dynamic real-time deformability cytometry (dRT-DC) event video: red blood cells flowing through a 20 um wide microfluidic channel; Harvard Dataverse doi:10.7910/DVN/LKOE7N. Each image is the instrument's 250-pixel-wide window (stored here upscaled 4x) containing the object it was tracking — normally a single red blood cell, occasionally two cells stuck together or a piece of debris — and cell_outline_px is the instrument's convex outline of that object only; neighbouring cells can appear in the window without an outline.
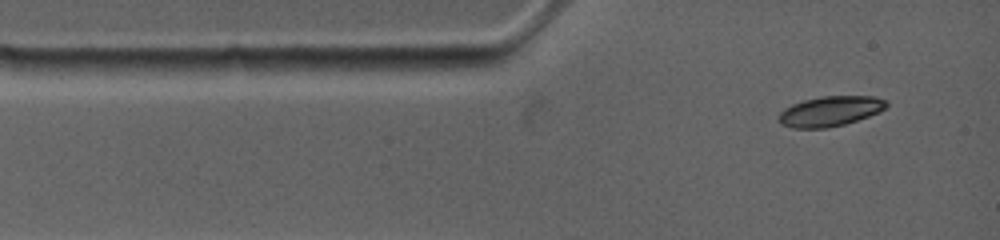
{"species": "common noctule bat (a hibernating species)", "species_latin": "Nyctalus noctula", "temperature_condition": "warm", "stored_images_in_passage": 28, "camera_frame_rate_fps": 4500, "um_per_image_px": 0.085, "animal": {"sex": "female", "body_mass_g": 19.0, "forearm_length_mm": 53.3}, "frame": {"image": 1, "passage_image": 1, "time_ms": 0.0, "image_size_px": [1000, 240], "cell_outline_px": [[888, 104], [880, 112], [844, 124], [828, 128], [792, 128], [780, 124], [780, 112], [784, 108], [792, 104], [804, 100], [824, 96], [876, 96], [888, 100]], "centroid_in_image_um": [70.58, 9.45], "position_along_channel_um": 14.4, "area_um2": 18.84}}
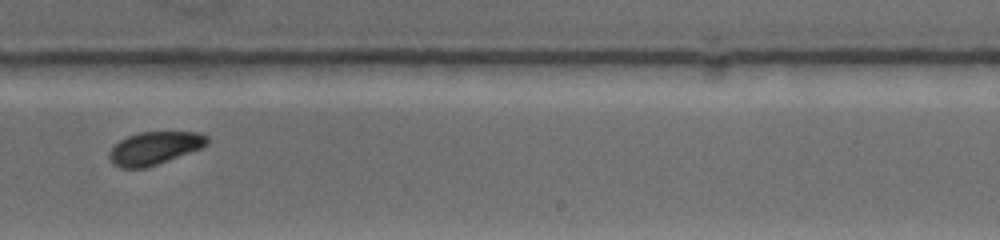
{"frame": {"image": 2, "passage_image": 11, "time_ms": 7.556, "image_size_px": [1000, 240], "cell_outline_px": [[208, 144], [200, 148], [156, 164], [144, 168], [120, 168], [112, 164], [108, 156], [112, 148], [120, 140], [128, 136], [140, 132], [200, 132], [208, 136]], "centroid_in_image_um": [13.12, 12.58], "position_along_channel_um": 275.9, "area_um2": 18.5}}
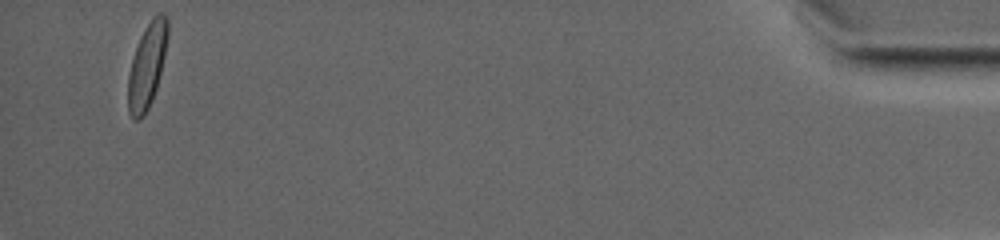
{"frame": {"image": 3, "passage_image": 28, "time_ms": 14.889, "image_size_px": [1000, 240], "cell_outline_px": [[168, 36], [164, 56], [156, 88], [152, 100], [144, 116], [140, 120], [132, 120], [128, 112], [128, 76], [132, 60], [140, 36], [144, 28], [152, 16], [156, 12], [164, 12], [168, 16]], "centroid_in_image_um": [12.5, 5.55], "position_along_channel_um": 422.7, "area_um2": 19.71}, "authors_computed_cell_mechanics": {"area_um2": 19.0451, "velocity_mm_per_s": 3.7891, "shape_relaxation_time_tau1_ms": 4.3933, "shape_relaxation_time_tau2_ms": null, "deformation_change_tau1": 0.081, "deformation_change_tau2": null}}